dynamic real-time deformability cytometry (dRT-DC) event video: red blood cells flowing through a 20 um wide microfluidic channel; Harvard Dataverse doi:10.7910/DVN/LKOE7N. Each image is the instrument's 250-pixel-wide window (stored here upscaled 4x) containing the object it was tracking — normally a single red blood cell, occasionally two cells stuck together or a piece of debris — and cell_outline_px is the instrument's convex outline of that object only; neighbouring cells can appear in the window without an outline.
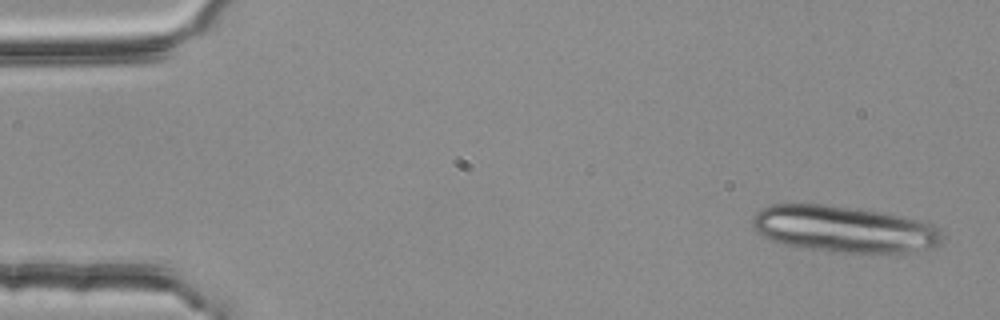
{"species": "common noctule bat (a hibernating species)", "species_latin": "Nyctalus noctula", "temperature_condition": "room temperature", "stored_images_in_passage": 4, "camera_frame_rate_fps": 3000, "um_per_image_px": 0.085, "animal": {"sex": "female", "body_mass_g": 25.1}, "frame": {"image": 1, "passage_image": 1, "time_ms": 0.0, "image_size_px": [1000, 320], "cell_outline_px": [[940, 244], [932, 248], [916, 252], [828, 252], [784, 244], [772, 240], [756, 232], [752, 224], [752, 216], [760, 208], [772, 204], [820, 204], [860, 208], [884, 212], [924, 220], [940, 228]], "centroid_in_image_um": [71.75, 19.46], "position_along_channel_um": 13.2, "area_um2": 51.9}}